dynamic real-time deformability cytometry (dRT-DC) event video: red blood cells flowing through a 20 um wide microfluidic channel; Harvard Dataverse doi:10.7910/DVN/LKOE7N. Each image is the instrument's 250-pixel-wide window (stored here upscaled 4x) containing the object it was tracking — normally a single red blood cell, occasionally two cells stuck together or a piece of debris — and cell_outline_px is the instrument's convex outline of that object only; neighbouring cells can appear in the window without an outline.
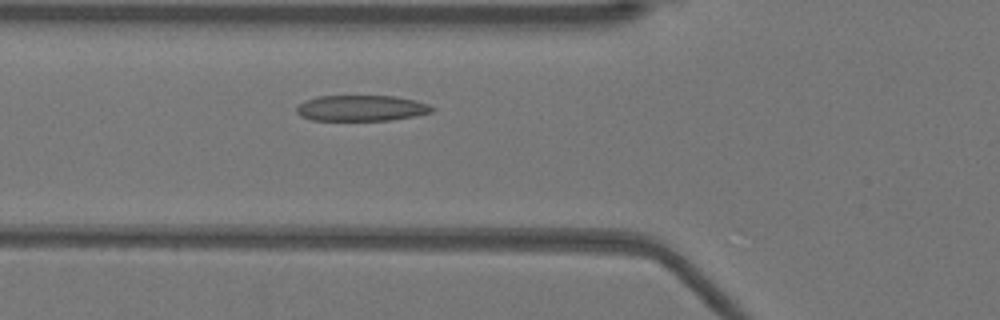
{"species": "Egyptian fruit bat (a non-hibernating species)", "species_latin": "Rousettus aegyptiacus", "temperature_condition": "warm", "stored_images_in_passage": 45, "camera_frame_rate_fps": 3000, "um_per_image_px": 0.085, "animal": {"sex": "female"}, "frame": {"image": 1, "passage_image": 12, "time_ms": 3.667, "image_size_px": [1000, 320], "cell_outline_px": [[436, 108], [432, 112], [412, 116], [388, 120], [312, 120], [300, 116], [296, 112], [296, 108], [304, 100], [316, 96], [396, 96], [416, 100], [428, 104]], "centroid_in_image_um": [30.7, 9.18], "position_along_channel_um": 95.1, "area_um2": 20.4}}
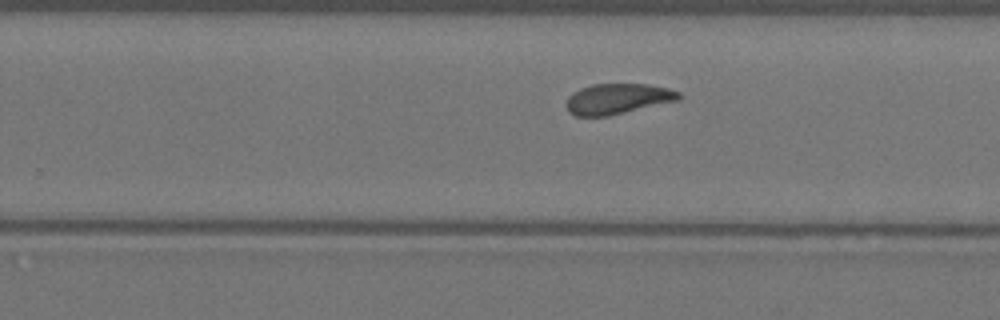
{"frame": {"image": 2, "passage_image": 26, "time_ms": 8.333, "image_size_px": [1000, 320], "cell_outline_px": [[680, 100], [608, 116], [576, 116], [568, 112], [564, 104], [568, 96], [572, 92], [580, 88], [592, 84], [648, 84], [668, 88], [680, 92]], "centroid_in_image_um": [52.46, 8.4], "position_along_channel_um": 277.3, "area_um2": 20.23}}
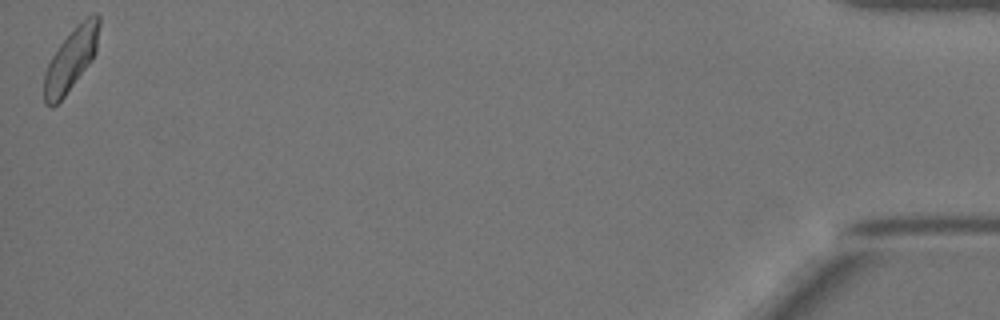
{"frame": {"image": 3, "passage_image": 45, "time_ms": 14.667, "image_size_px": [1000, 320], "cell_outline_px": [[100, 24], [96, 52], [92, 60], [64, 96], [52, 108], [44, 104], [44, 72], [52, 56], [60, 44], [88, 16], [96, 12], [100, 16]], "centroid_in_image_um": [6.03, 5.08], "position_along_channel_um": 429.2, "area_um2": 19.59}, "authors_computed_cell_mechanics": {"area_um2": 20.3456, "velocity_mm_per_s": 3.91, "shape_relaxation_time_tau1_ms": 5.4395, "shape_relaxation_time_tau2_ms": 1.1363, "deformation_change_tau1": 0.1561, "deformation_change_tau2": 0.0774}}